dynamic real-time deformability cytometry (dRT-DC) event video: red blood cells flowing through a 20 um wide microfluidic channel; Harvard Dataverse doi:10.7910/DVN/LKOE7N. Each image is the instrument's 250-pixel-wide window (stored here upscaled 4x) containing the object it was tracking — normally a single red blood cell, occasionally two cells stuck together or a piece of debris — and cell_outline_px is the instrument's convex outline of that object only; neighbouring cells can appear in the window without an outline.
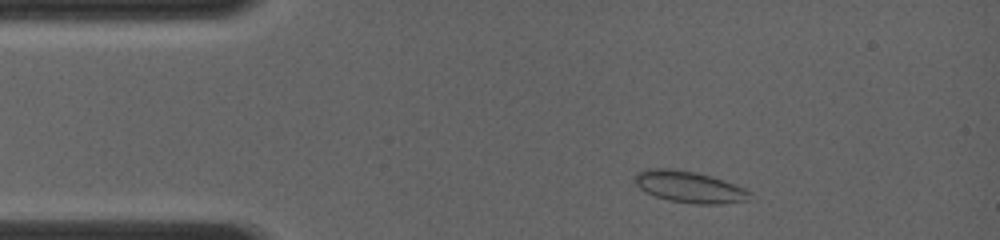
{"species": "common noctule bat (a hibernating species)", "species_latin": "Nyctalus noctula", "temperature_condition": "room temperature", "stored_images_in_passage": 18, "camera_frame_rate_fps": 4000, "um_per_image_px": 0.085, "animal": {"sex": "female", "body_mass_g": 19.0, "forearm_length_mm": 56.7}, "frame": {"image": 1, "passage_image": 4, "time_ms": 1.0, "image_size_px": [1000, 240], "cell_outline_px": [[752, 192], [748, 200], [720, 204], [696, 204], [668, 200], [656, 196], [640, 188], [632, 180], [632, 176], [636, 172], [644, 168], [672, 168], [696, 172], [724, 180], [744, 188]], "centroid_in_image_um": [58.54, 15.87], "position_along_channel_um": 26.5, "area_um2": 21.27}}
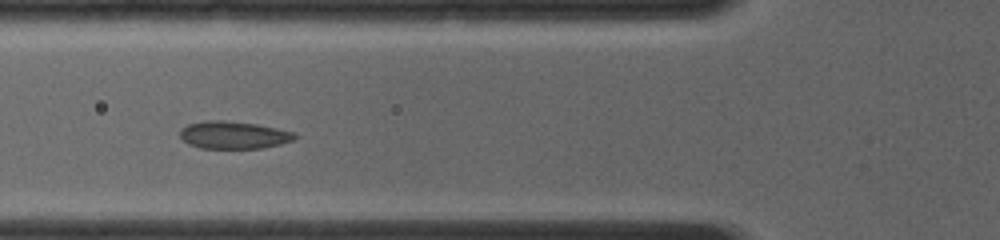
{"frame": {"image": 2, "passage_image": 13, "time_ms": 4.0, "image_size_px": [1000, 240], "cell_outline_px": [[300, 136], [296, 140], [264, 148], [200, 148], [188, 144], [180, 136], [180, 128], [188, 124], [204, 120], [224, 120], [256, 124], [296, 132]], "centroid_in_image_um": [19.9, 11.47], "position_along_channel_um": 105.9, "area_um2": 18.67}}
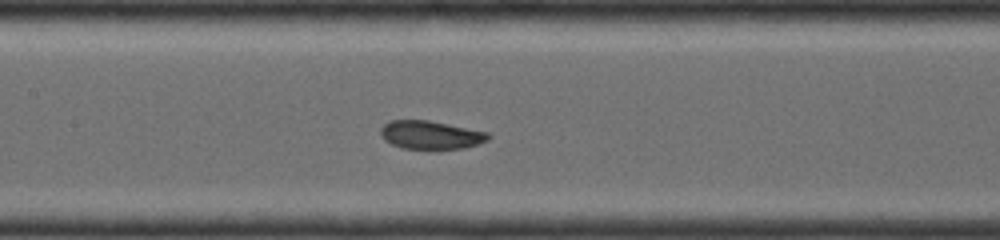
{"frame": {"image": 3, "passage_image": 17, "time_ms": 5.5, "image_size_px": [1000, 240], "cell_outline_px": [[492, 136], [488, 140], [464, 148], [404, 148], [392, 144], [384, 140], [380, 136], [380, 128], [388, 120], [428, 120], [488, 132]], "centroid_in_image_um": [36.58, 11.45], "position_along_channel_um": 170.8, "area_um2": 17.63}}